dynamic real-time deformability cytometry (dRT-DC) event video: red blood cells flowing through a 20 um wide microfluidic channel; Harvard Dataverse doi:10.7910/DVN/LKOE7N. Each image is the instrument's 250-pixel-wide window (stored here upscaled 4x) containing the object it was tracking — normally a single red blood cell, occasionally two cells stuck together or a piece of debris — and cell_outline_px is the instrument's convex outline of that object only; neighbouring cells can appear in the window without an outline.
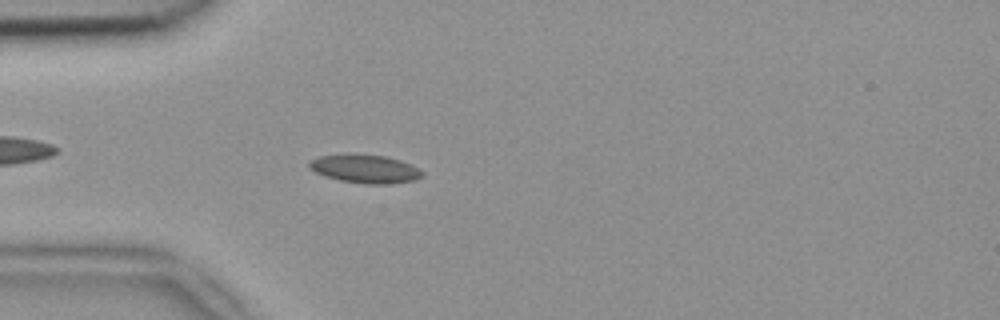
{"species": "common noctule bat (a hibernating species)", "species_latin": "Nyctalus noctula", "temperature_condition": "room temperature", "stored_images_in_passage": 42, "camera_frame_rate_fps": 3000, "um_per_image_px": 0.085, "animal": {"sex": "female", "body_mass_g": 18.4}, "frame": {"image": 1, "passage_image": 5, "time_ms": 1.333, "image_size_px": [1000, 320], "cell_outline_px": [[424, 176], [412, 180], [392, 184], [364, 184], [340, 180], [324, 176], [308, 168], [308, 164], [312, 160], [320, 156], [384, 156], [400, 160], [424, 172]], "centroid_in_image_um": [31.05, 14.4], "position_along_channel_um": 53.9, "area_um2": 17.98}}
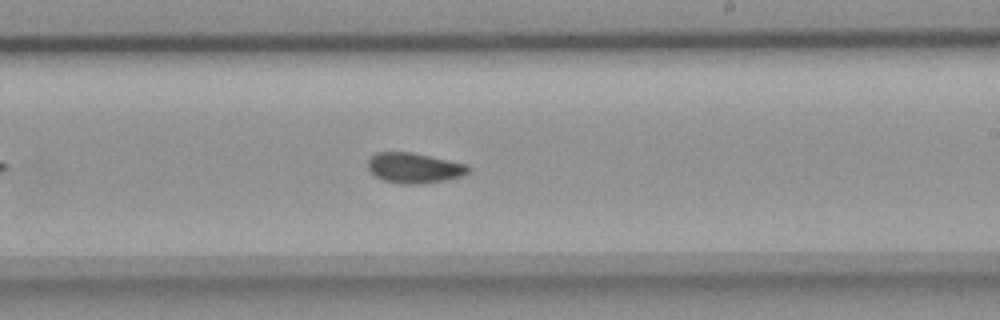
{"frame": {"image": 2, "passage_image": 21, "time_ms": 6.667, "image_size_px": [1000, 320], "cell_outline_px": [[468, 172], [460, 176], [444, 180], [420, 184], [400, 184], [384, 180], [376, 176], [368, 168], [368, 160], [376, 152], [412, 152], [468, 164]], "centroid_in_image_um": [35.19, 14.27], "position_along_channel_um": 253.8, "area_um2": 17.57}}
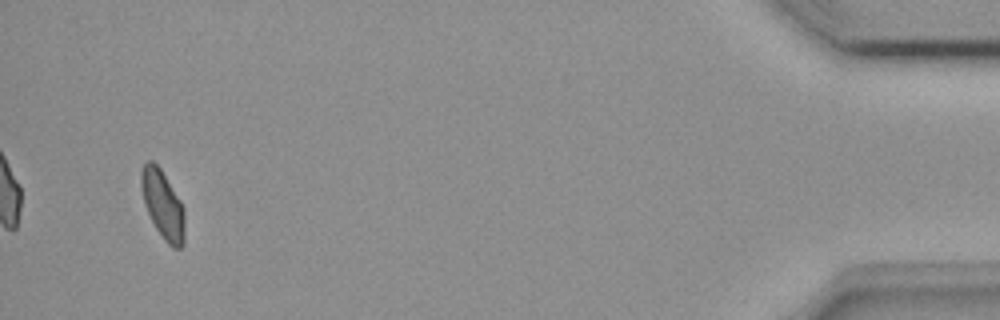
{"frame": {"image": 3, "passage_image": 40, "time_ms": 13.0, "image_size_px": [1000, 320], "cell_outline_px": [[184, 244], [180, 248], [172, 248], [164, 240], [156, 228], [144, 204], [140, 184], [140, 172], [144, 160], [152, 160], [160, 168], [180, 200], [184, 208]], "centroid_in_image_um": [13.82, 17.37], "position_along_channel_um": 421.4, "area_um2": 17.4}, "authors_computed_cell_mechanics": {"area_um2": 17.4267, "velocity_mm_per_s": 3.8896, "shape_relaxation_time_tau1_ms": 7.2721, "shape_relaxation_time_tau2_ms": 1.8879, "deformation_change_tau1": 0.1324, "deformation_change_tau2": 0.0668}}